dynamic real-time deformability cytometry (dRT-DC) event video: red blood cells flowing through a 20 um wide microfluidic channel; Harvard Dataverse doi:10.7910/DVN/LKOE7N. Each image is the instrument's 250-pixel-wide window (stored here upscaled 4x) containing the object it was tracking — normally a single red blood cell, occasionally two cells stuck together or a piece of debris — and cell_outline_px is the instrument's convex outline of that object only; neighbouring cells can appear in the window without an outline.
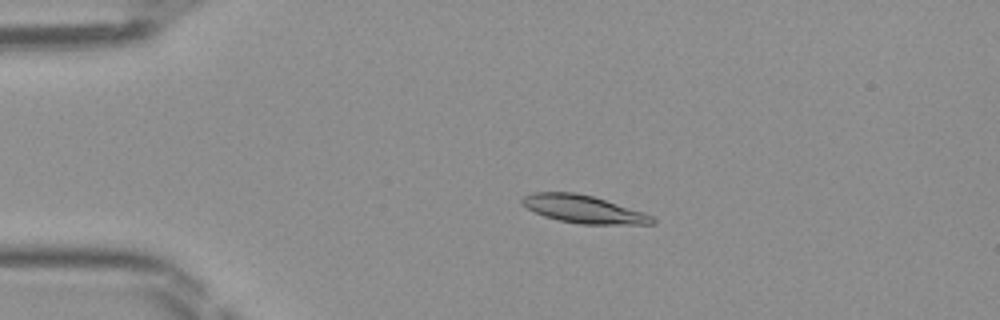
{"species": "Egyptian fruit bat (a non-hibernating species)", "species_latin": "Rousettus aegyptiacus", "temperature_condition": "room temperature", "stored_images_in_passage": 48, "camera_frame_rate_fps": 3000, "um_per_image_px": 0.085, "frame": {"image": 1, "passage_image": 11, "time_ms": 3.333, "image_size_px": [1000, 320], "cell_outline_px": [[656, 224], [580, 224], [560, 220], [544, 216], [520, 204], [520, 200], [524, 196], [532, 192], [576, 192], [592, 196], [644, 212], [652, 216], [656, 220]], "centroid_in_image_um": [49.59, 17.77], "position_along_channel_um": 35.4, "area_um2": 20.98}}
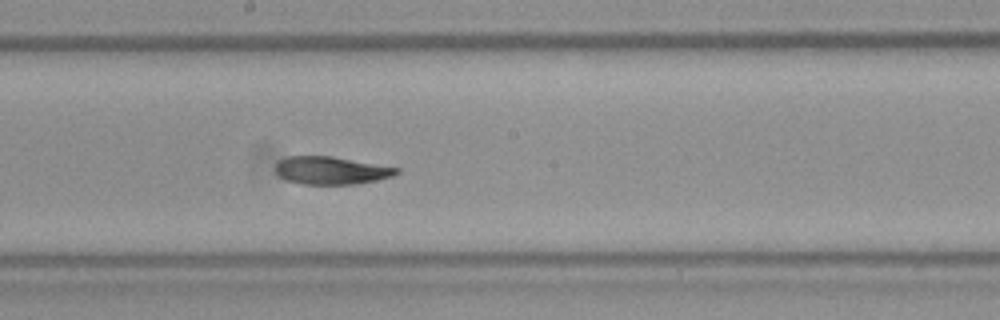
{"frame": {"image": 2, "passage_image": 27, "time_ms": 8.667, "image_size_px": [1000, 320], "cell_outline_px": [[400, 172], [392, 176], [376, 180], [356, 184], [304, 184], [288, 180], [280, 176], [276, 172], [276, 164], [280, 160], [288, 156], [332, 156], [400, 168]], "centroid_in_image_um": [28.17, 14.48], "position_along_channel_um": 220.0, "area_um2": 19.42}}
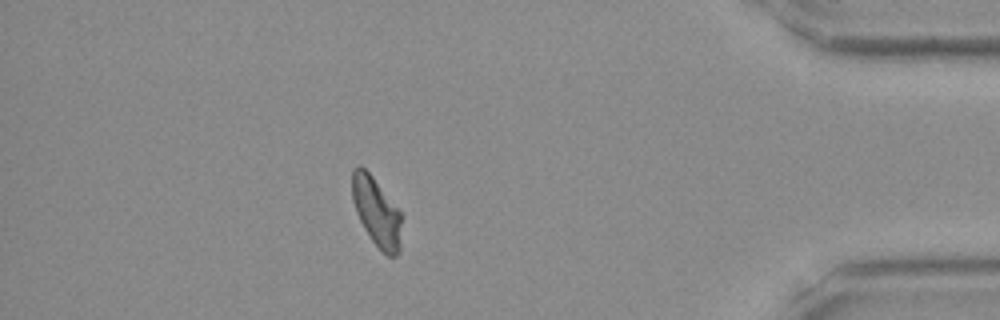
{"frame": {"image": 3, "passage_image": 43, "time_ms": 14.0, "image_size_px": [1000, 320], "cell_outline_px": [[400, 252], [396, 256], [388, 256], [372, 240], [364, 228], [356, 212], [352, 200], [352, 168], [356, 164], [360, 164], [372, 176], [400, 212]], "centroid_in_image_um": [31.97, 17.98], "position_along_channel_um": 403.2, "area_um2": 19.48}}